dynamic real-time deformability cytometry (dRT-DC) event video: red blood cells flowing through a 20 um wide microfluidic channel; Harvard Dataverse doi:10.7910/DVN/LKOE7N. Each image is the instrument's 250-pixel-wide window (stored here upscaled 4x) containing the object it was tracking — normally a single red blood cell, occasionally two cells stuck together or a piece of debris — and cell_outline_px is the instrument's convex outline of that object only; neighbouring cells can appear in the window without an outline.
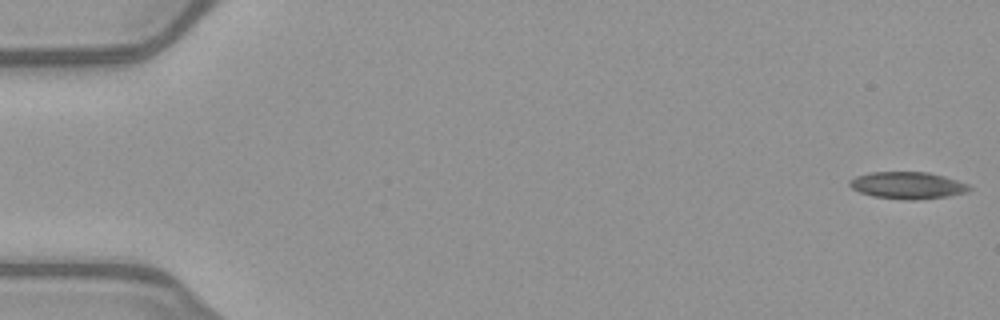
{"species": "common noctule bat (a hibernating species)", "species_latin": "Nyctalus noctula", "temperature_condition": "warm", "stored_images_in_passage": 48, "camera_frame_rate_fps": 3000, "um_per_image_px": 0.085, "animal": {"sex": "female", "body_mass_g": 21.9}, "frame": {"image": 1, "passage_image": 1, "time_ms": 0.0, "image_size_px": [1000, 320], "cell_outline_px": [[972, 188], [968, 192], [948, 196], [916, 200], [908, 200], [872, 196], [860, 192], [852, 188], [848, 184], [848, 180], [856, 176], [872, 172], [928, 172], [944, 176], [968, 184]], "centroid_in_image_um": [77.14, 15.75], "position_along_channel_um": 7.9, "area_um2": 18.84}}
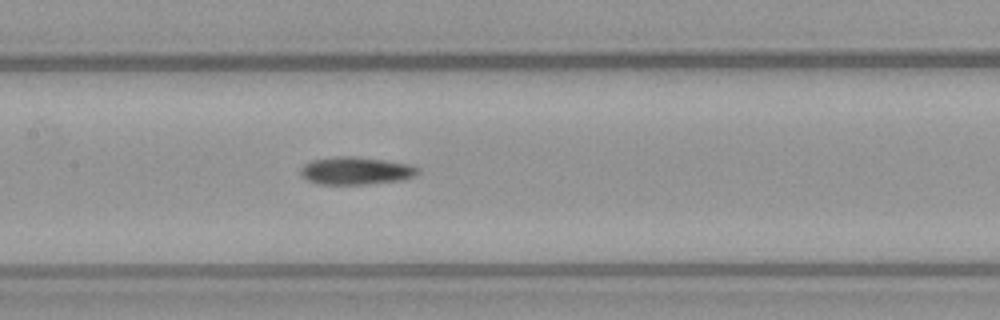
{"frame": {"image": 2, "passage_image": 25, "time_ms": 8.0, "image_size_px": [1000, 320], "cell_outline_px": [[420, 172], [416, 176], [404, 180], [368, 184], [316, 184], [300, 176], [300, 168], [304, 164], [312, 160], [340, 156], [352, 156], [384, 160], [412, 164], [420, 168]], "centroid_in_image_um": [30.29, 14.52], "position_along_channel_um": 177.1, "area_um2": 19.19}}
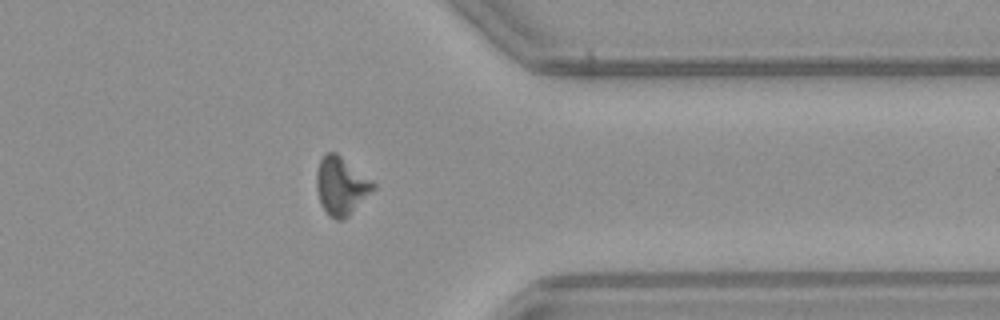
{"frame": {"image": 3, "passage_image": 41, "time_ms": 13.333, "image_size_px": [1000, 320], "cell_outline_px": [[376, 188], [348, 216], [340, 220], [336, 220], [328, 216], [320, 204], [316, 188], [316, 172], [320, 160], [324, 152], [336, 152], [372, 180], [376, 184]], "centroid_in_image_um": [28.98, 15.8], "position_along_channel_um": 382.4, "area_um2": 19.31}, "authors_computed_cell_mechanics": {"area_um2": 18.6405, "velocity_mm_per_s": 4.0218, "shape_relaxation_time_tau1_ms": 6.6603, "shape_relaxation_time_tau2_ms": null, "deformation_change_tau1": 0.1489, "deformation_change_tau2": null}}